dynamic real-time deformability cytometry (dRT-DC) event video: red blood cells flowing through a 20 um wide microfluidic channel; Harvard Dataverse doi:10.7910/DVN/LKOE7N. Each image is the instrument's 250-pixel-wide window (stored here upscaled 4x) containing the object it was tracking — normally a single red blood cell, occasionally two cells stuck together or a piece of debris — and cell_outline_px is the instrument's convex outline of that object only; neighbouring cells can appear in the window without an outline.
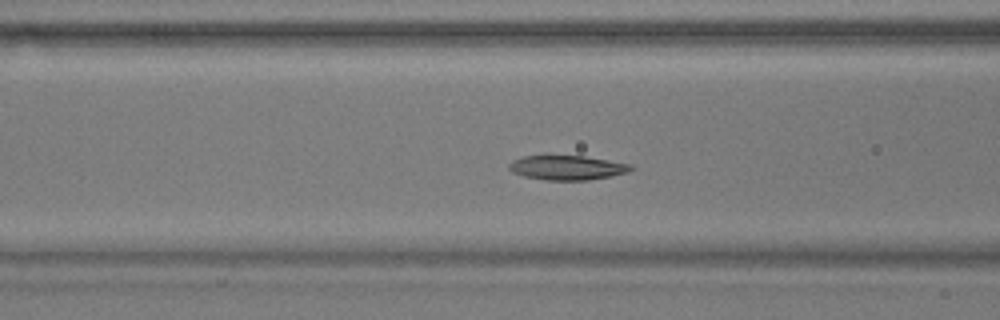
{"species": "common noctule bat (a hibernating species)", "species_latin": "Nyctalus noctula", "temperature_condition": "warm", "stored_images_in_passage": 42, "camera_frame_rate_fps": 3000, "um_per_image_px": 0.085, "animal": {"sex": "male", "body_mass_g": 17.9}, "frame": {"image": 1, "passage_image": 6, "time_ms": 1.667, "image_size_px": [1000, 320], "cell_outline_px": [[636, 168], [628, 172], [612, 176], [588, 180], [544, 180], [524, 176], [512, 172], [508, 168], [508, 164], [512, 160], [524, 156], [544, 152], [548, 152], [584, 156], [632, 164]], "centroid_in_image_um": [48.16, 14.2], "position_along_channel_um": 118.4, "area_um2": 18.38}}
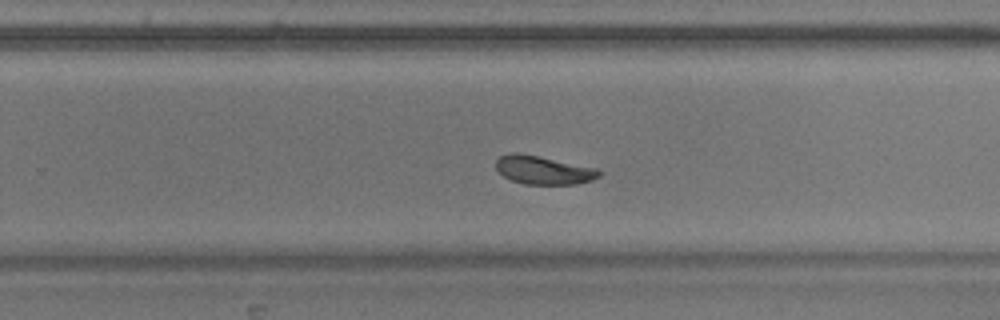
{"frame": {"image": 2, "passage_image": 20, "time_ms": 6.333, "image_size_px": [1000, 320], "cell_outline_px": [[604, 172], [600, 176], [592, 180], [576, 184], [524, 184], [512, 180], [504, 176], [496, 168], [496, 160], [500, 156], [508, 152], [516, 152], [596, 168]], "centroid_in_image_um": [46.19, 14.46], "position_along_channel_um": 283.6, "area_um2": 16.94}}
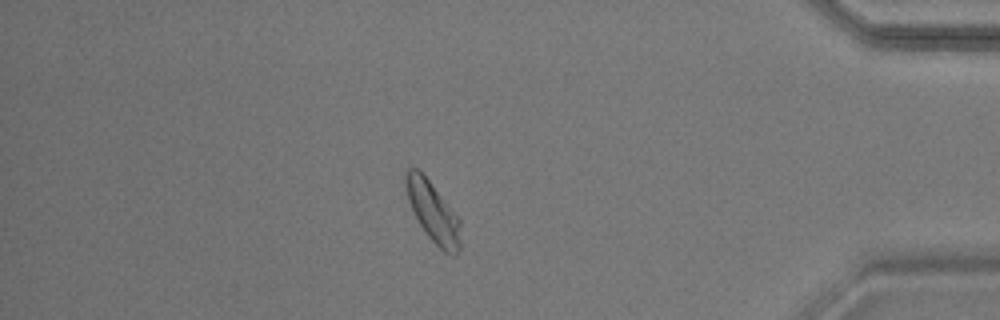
{"frame": {"image": 3, "passage_image": 33, "time_ms": 10.667, "image_size_px": [1000, 320], "cell_outline_px": [[460, 252], [456, 256], [452, 256], [444, 252], [428, 236], [420, 224], [408, 200], [404, 188], [404, 172], [408, 168], [416, 168], [428, 180], [460, 220]], "centroid_in_image_um": [36.79, 18.04], "position_along_channel_um": 398.4, "area_um2": 18.96}, "authors_computed_cell_mechanics": {"area_um2": 18.0336, "velocity_mm_per_s": 3.5448, "shape_relaxation_time_tau1_ms": 2.5939, "shape_relaxation_time_tau2_ms": 2.1742, "deformation_change_tau1": 0.1011, "deformation_change_tau2": 0.0807}}